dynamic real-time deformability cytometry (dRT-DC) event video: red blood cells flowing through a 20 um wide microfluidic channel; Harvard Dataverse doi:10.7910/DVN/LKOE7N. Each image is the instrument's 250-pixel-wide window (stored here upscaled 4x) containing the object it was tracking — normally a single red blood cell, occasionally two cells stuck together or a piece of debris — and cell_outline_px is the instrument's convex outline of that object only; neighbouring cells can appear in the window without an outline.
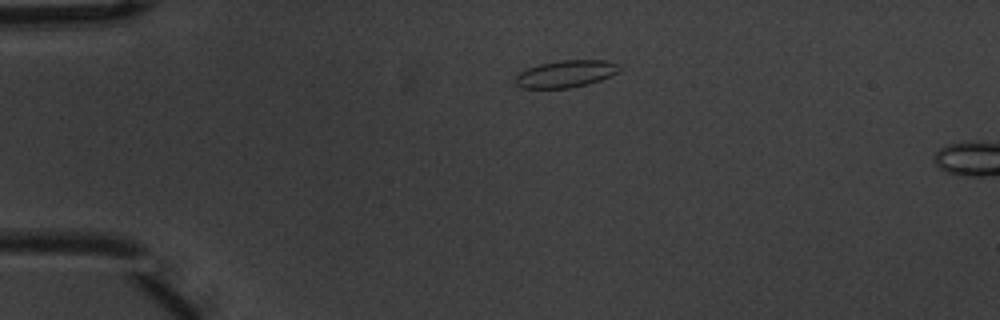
{"species": "common noctule bat (a hibernating species)", "species_latin": "Nyctalus noctula", "temperature_condition": "warm", "stored_images_in_passage": 2, "segment_of_instrument_passage": [1, 2], "camera_frame_rate_fps": 3000, "um_per_image_px": 0.085, "animal": {"sex": "male", "body_mass_g": 20.1, "forearm_length_mm": 53.5}, "frame": {"image": 1, "passage_image": 1, "time_ms": 0.0, "image_size_px": [1000, 320], "cell_outline_px": [[620, 64], [616, 72], [612, 76], [588, 84], [568, 88], [520, 88], [516, 84], [516, 76], [520, 72], [528, 68], [540, 64], [560, 60], [604, 60]], "centroid_in_image_um": [48.09, 6.28], "position_along_channel_um": 36.9, "area_um2": 16.3}}